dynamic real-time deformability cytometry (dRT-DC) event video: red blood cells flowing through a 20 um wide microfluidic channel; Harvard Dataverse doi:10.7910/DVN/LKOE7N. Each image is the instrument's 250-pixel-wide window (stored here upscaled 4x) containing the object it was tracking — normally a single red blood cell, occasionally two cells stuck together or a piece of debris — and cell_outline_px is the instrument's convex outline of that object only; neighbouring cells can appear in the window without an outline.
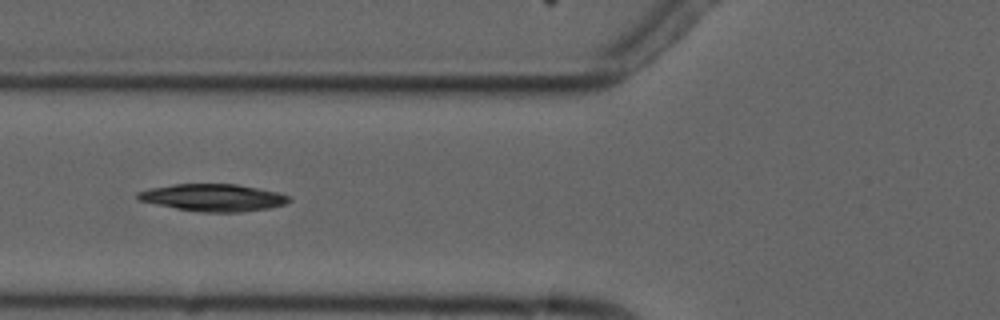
{"species": "common noctule bat (a hibernating species)", "species_latin": "Nyctalus noctula", "temperature_condition": "cold", "stored_images_in_passage": 7, "camera_frame_rate_fps": 3000, "um_per_image_px": 0.085, "animal": {"sex": "male", "forearm_length_mm": 52.5}, "frame": {"image": 1, "passage_image": 6, "time_ms": 6.0, "image_size_px": [1000, 320], "cell_outline_px": [[292, 200], [284, 204], [268, 208], [240, 212], [204, 212], [176, 208], [136, 200], [136, 192], [152, 188], [172, 184], [236, 184], [276, 192], [288, 196]], "centroid_in_image_um": [18.07, 16.79], "position_along_channel_um": 107.7, "area_um2": 23.76}}
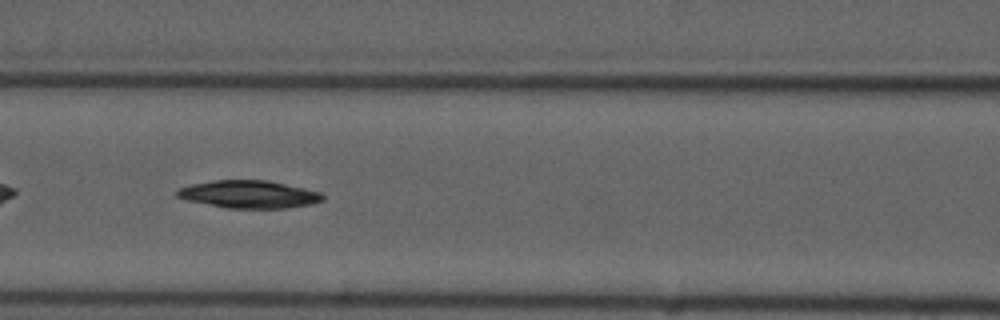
{"frame": {"image": 2, "passage_image": 7, "time_ms": 7.0, "image_size_px": [1000, 320], "cell_outline_px": [[324, 200], [312, 204], [284, 208], [224, 208], [188, 200], [176, 196], [176, 192], [180, 188], [192, 184], [216, 180], [268, 180], [304, 188], [320, 192], [324, 196]], "centroid_in_image_um": [21.18, 16.52], "position_along_channel_um": 145.4, "area_um2": 23.35}}